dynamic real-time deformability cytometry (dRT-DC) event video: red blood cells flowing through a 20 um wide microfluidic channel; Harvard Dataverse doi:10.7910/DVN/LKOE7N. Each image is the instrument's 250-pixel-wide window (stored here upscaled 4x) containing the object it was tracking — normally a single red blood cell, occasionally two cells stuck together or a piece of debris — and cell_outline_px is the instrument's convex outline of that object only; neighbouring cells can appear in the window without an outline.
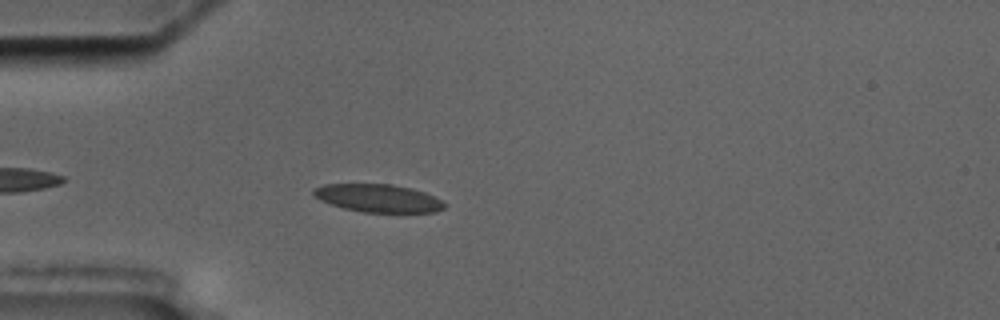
{"species": "common noctule bat (a hibernating species)", "species_latin": "Nyctalus noctula", "temperature_condition": "cold", "stored_images_in_passage": 3, "camera_frame_rate_fps": 3000, "um_per_image_px": 0.085, "animal": {"sex": "male", "body_mass_g": 17.5, "forearm_length_mm": 52.3}, "frame": {"image": 1, "passage_image": 1, "time_ms": 0.0, "image_size_px": [1000, 320], "cell_outline_px": [[448, 204], [444, 208], [436, 212], [364, 212], [344, 208], [320, 200], [312, 196], [312, 188], [324, 184], [392, 184], [412, 188], [424, 192], [444, 200]], "centroid_in_image_um": [32.16, 16.84], "position_along_channel_um": 52.8, "area_um2": 21.5}}